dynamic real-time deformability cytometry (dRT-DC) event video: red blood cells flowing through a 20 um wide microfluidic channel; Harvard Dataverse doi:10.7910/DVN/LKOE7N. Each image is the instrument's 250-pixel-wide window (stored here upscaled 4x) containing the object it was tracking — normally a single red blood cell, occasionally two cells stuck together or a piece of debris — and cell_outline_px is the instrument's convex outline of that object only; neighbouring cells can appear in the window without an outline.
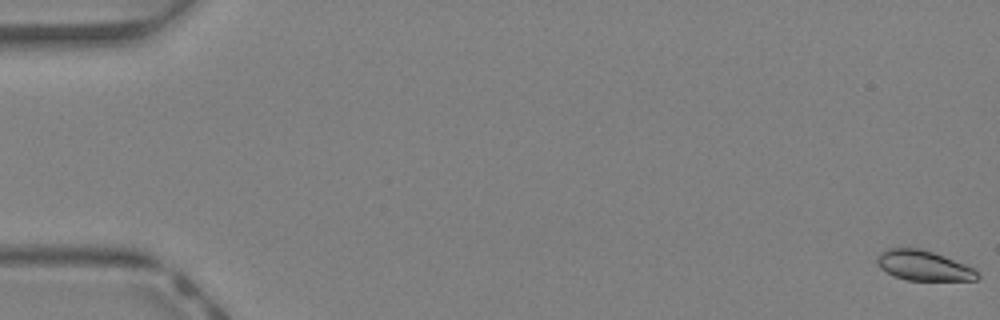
{"species": "Egyptian fruit bat (a non-hibernating species)", "species_latin": "Rousettus aegyptiacus", "temperature_condition": "warm", "stored_images_in_passage": 44, "camera_frame_rate_fps": 3000, "um_per_image_px": 0.085, "animal": {"sex": "female"}, "frame": {"image": 1, "passage_image": 1, "time_ms": 0.0, "image_size_px": [1000, 320], "cell_outline_px": [[980, 276], [976, 280], [908, 280], [892, 276], [880, 268], [876, 260], [880, 252], [888, 248], [920, 248], [944, 256], [964, 264], [972, 268]], "centroid_in_image_um": [78.45, 22.57], "position_along_channel_um": 6.5, "area_um2": 17.4}}
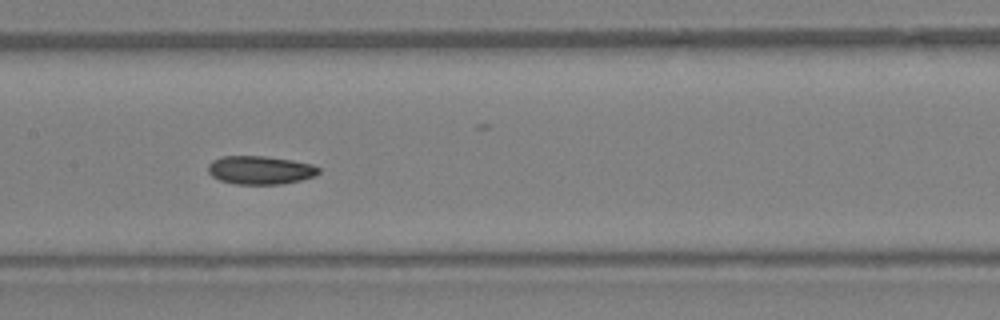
{"frame": {"image": 2, "passage_image": 23, "time_ms": 7.333, "image_size_px": [1000, 320], "cell_outline_px": [[320, 172], [316, 176], [300, 180], [280, 184], [236, 184], [220, 180], [212, 176], [208, 172], [208, 164], [212, 160], [220, 156], [264, 156], [292, 160], [312, 164], [320, 168]], "centroid_in_image_um": [22.11, 14.45], "position_along_channel_um": 185.3, "area_um2": 18.38}}
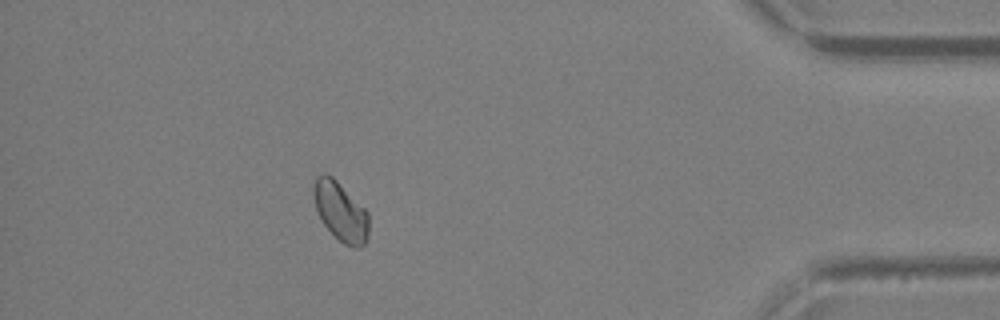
{"frame": {"image": 3, "passage_image": 40, "time_ms": 13.0, "image_size_px": [1000, 320], "cell_outline_px": [[368, 236], [364, 244], [356, 248], [352, 248], [344, 244], [324, 224], [316, 208], [312, 192], [312, 188], [316, 176], [320, 172], [324, 172], [332, 176], [368, 212]], "centroid_in_image_um": [28.93, 17.94], "position_along_channel_um": 406.3, "area_um2": 18.84}, "authors_computed_cell_mechanics": {"area_um2": 18.2648, "velocity_mm_per_s": 4.7489, "shape_relaxation_time_tau1_ms": 8.8159, "shape_relaxation_time_tau2_ms": null, "deformation_change_tau1": 0.1009, "deformation_change_tau2": null}}